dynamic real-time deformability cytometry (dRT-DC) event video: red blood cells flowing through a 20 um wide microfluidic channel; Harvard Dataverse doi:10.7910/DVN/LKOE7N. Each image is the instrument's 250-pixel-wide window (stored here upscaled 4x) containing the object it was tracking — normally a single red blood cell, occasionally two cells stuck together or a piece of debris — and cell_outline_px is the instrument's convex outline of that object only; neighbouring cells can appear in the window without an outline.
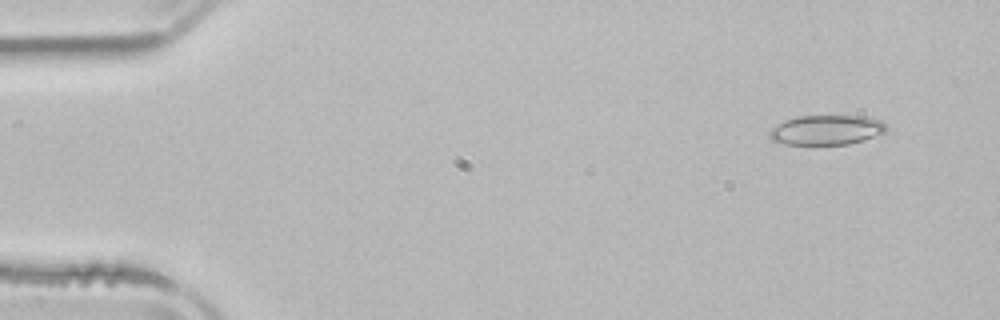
{"species": "common noctule bat (a hibernating species)", "species_latin": "Nyctalus noctula", "temperature_condition": "room temperature", "stored_images_in_passage": 4, "camera_frame_rate_fps": 3000, "um_per_image_px": 0.085, "animal": {"sex": "male", "body_mass_g": 21.5, "forearm_length_mm": 52.0}, "frame": {"image": 1, "passage_image": 1, "time_ms": 0.0, "image_size_px": [1000, 320], "cell_outline_px": [[888, 128], [884, 132], [864, 140], [848, 144], [812, 148], [784, 144], [772, 140], [768, 136], [768, 132], [776, 124], [784, 120], [796, 116], [864, 116], [880, 120]], "centroid_in_image_um": [70.17, 11.1], "position_along_channel_um": 14.8, "area_um2": 21.15}}
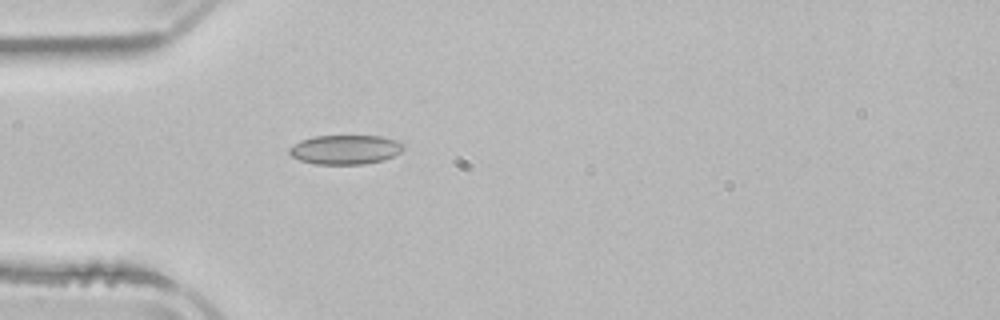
{"frame": {"image": 2, "passage_image": 4, "time_ms": 3.667, "image_size_px": [1000, 320], "cell_outline_px": [[404, 148], [400, 152], [384, 160], [364, 164], [316, 164], [300, 160], [292, 156], [288, 152], [288, 148], [300, 140], [312, 136], [380, 136], [396, 140], [404, 144]], "centroid_in_image_um": [29.33, 12.71], "position_along_channel_um": 55.7, "area_um2": 19.54}}